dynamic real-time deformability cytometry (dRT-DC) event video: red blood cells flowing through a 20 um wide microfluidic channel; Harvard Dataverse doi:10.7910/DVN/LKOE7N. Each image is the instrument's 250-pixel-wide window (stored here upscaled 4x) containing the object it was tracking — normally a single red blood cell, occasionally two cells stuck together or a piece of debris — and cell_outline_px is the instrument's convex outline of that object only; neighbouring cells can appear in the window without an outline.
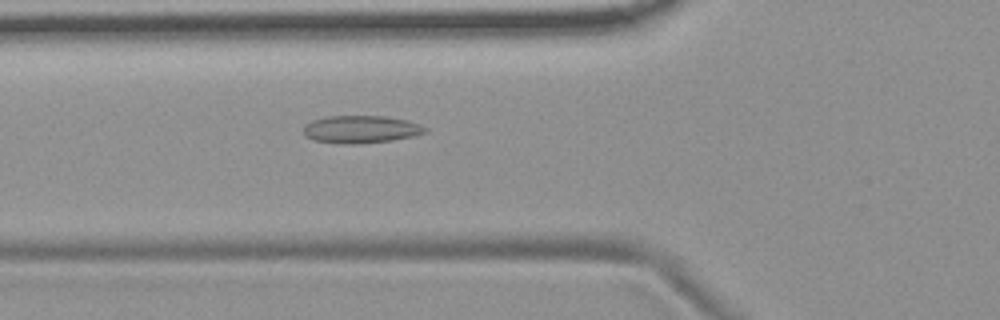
{"species": "common noctule bat (a hibernating species)", "species_latin": "Nyctalus noctula", "temperature_condition": "room temperature", "stored_images_in_passage": 55, "camera_frame_rate_fps": 3000, "um_per_image_px": 0.085, "animal": {"sex": "female", "body_mass_g": 19.9}, "frame": {"image": 1, "passage_image": 20, "time_ms": 6.333, "image_size_px": [1000, 320], "cell_outline_px": [[428, 132], [412, 136], [392, 140], [316, 140], [304, 136], [304, 124], [312, 120], [324, 116], [384, 116], [404, 120], [420, 124], [428, 128]], "centroid_in_image_um": [30.71, 10.91], "position_along_channel_um": 95.1, "area_um2": 18.26}}
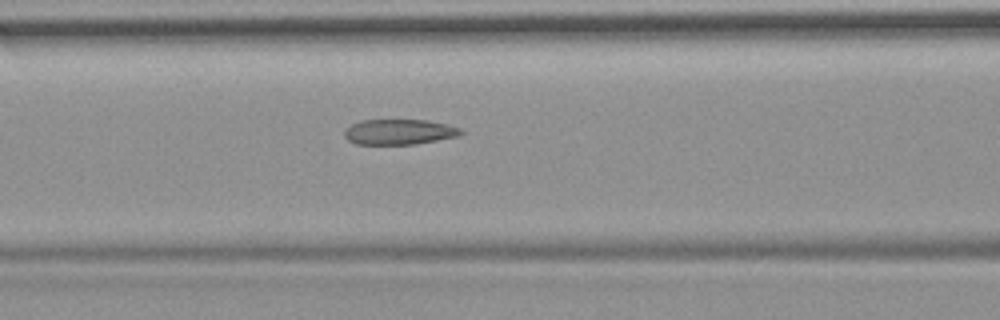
{"frame": {"image": 2, "passage_image": 23, "time_ms": 7.333, "image_size_px": [1000, 320], "cell_outline_px": [[464, 132], [456, 136], [416, 144], [356, 144], [348, 140], [344, 136], [344, 132], [352, 124], [360, 120], [428, 120], [448, 124], [460, 128]], "centroid_in_image_um": [33.93, 11.2], "position_along_channel_um": 132.7, "area_um2": 17.11}}
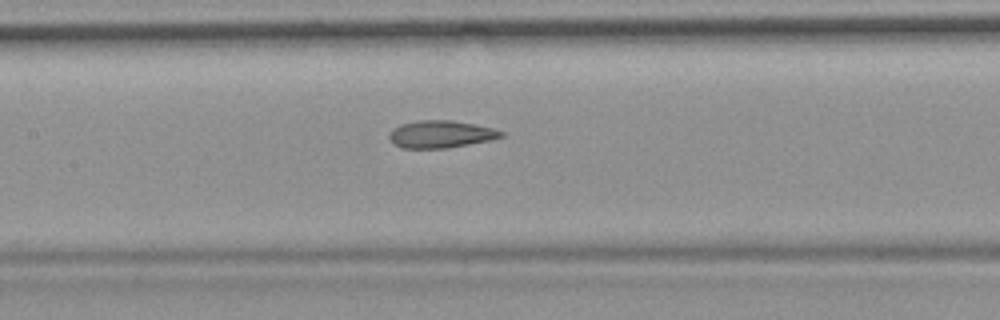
{"frame": {"image": 3, "passage_image": 26, "time_ms": 8.333, "image_size_px": [1000, 320], "cell_outline_px": [[504, 136], [492, 140], [448, 148], [400, 148], [388, 136], [392, 128], [400, 124], [420, 120], [452, 120], [492, 128], [504, 132]], "centroid_in_image_um": [37.47, 11.41], "position_along_channel_um": 169.9, "area_um2": 17.8}, "authors_computed_cell_mechanics": {"area_um2": 18.6694, "velocity_mm_per_s": 3.7249, "shape_relaxation_time_tau1_ms": 11.3775, "shape_relaxation_time_tau2_ms": 2.4957, "deformation_change_tau1": 0.218, "deformation_change_tau2": 0.1083}}